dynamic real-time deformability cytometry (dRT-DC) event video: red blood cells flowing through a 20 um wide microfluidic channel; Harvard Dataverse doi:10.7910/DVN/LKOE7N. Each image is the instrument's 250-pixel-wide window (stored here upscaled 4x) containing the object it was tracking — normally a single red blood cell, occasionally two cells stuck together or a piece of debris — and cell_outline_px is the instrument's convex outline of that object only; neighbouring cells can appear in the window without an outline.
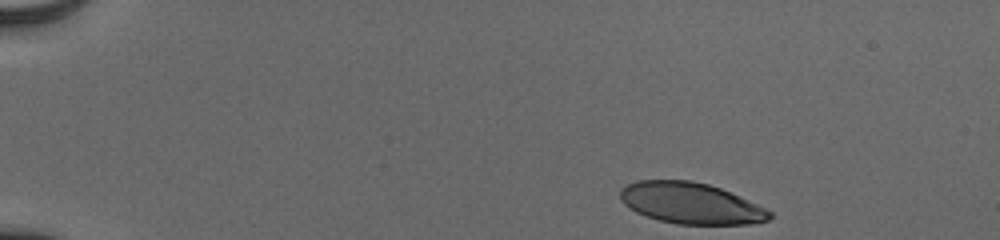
{"species": "human", "species_latin": "Homo sapiens", "temperature_condition": "cold", "stored_images_in_passage": 42, "camera_frame_rate_fps": 3000, "um_per_image_px": 0.085, "donor": {"sex": "male"}, "frame": {"image": 1, "passage_image": 1, "time_ms": 0.0, "image_size_px": [1000, 240], "cell_outline_px": [[772, 216], [768, 220], [748, 224], [676, 224], [660, 220], [636, 212], [624, 204], [620, 200], [620, 188], [636, 180], [692, 180], [708, 184], [720, 188], [756, 204], [772, 212]], "centroid_in_image_um": [58.68, 17.27], "position_along_channel_um": 26.3, "area_um2": 35.6}}
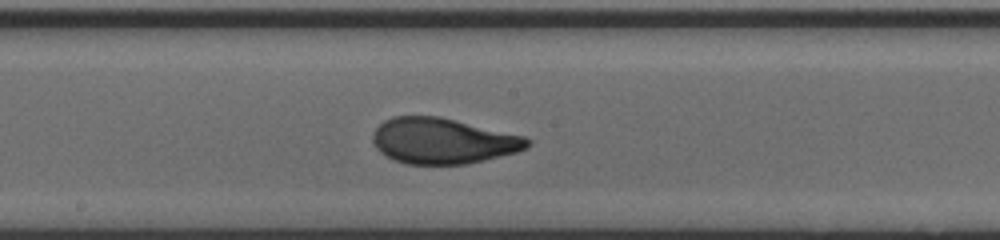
{"frame": {"image": 2, "passage_image": 24, "time_ms": 7.667, "image_size_px": [1000, 240], "cell_outline_px": [[532, 144], [528, 148], [516, 152], [484, 160], [464, 164], [404, 164], [392, 160], [384, 156], [376, 148], [372, 140], [372, 136], [376, 128], [384, 120], [392, 116], [440, 116], [524, 136], [532, 140]], "centroid_in_image_um": [37.63, 11.98], "position_along_channel_um": 210.6, "area_um2": 41.44}}
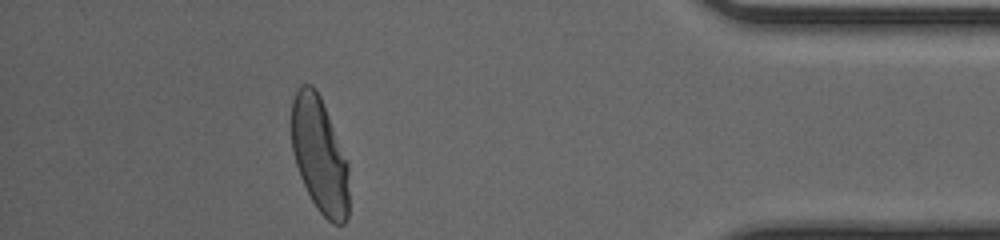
{"frame": {"image": 3, "passage_image": 42, "time_ms": 13.667, "image_size_px": [1000, 240], "cell_outline_px": [[348, 216], [344, 224], [332, 224], [316, 208], [300, 176], [292, 152], [292, 100], [300, 84], [312, 84], [316, 88], [320, 96], [348, 164]], "centroid_in_image_um": [27.15, 13.2], "position_along_channel_um": 408.0, "area_um2": 38.38}, "authors_computed_cell_mechanics": {"area_um2": 40.3444, "velocity_mm_per_s": 3.8937, "shape_relaxation_time_tau1_ms": 3.9084, "shape_relaxation_time_tau2_ms": 0.8271, "deformation_change_tau1": 0.2146, "deformation_change_tau2": 0.0609}}